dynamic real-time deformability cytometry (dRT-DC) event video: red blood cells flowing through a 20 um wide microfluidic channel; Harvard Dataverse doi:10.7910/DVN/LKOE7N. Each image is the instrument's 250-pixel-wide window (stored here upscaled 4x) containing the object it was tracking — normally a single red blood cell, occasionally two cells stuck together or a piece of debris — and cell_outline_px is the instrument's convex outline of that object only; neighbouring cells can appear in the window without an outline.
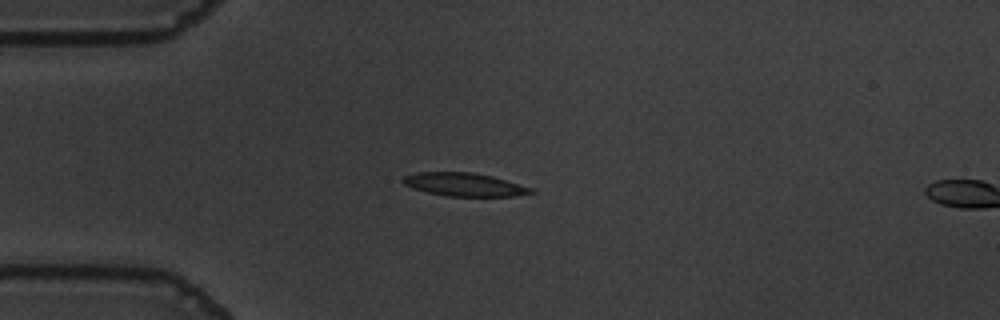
{"species": "common noctule bat (a hibernating species)", "species_latin": "Nyctalus noctula", "temperature_condition": "warm", "stored_images_in_passage": 16, "camera_frame_rate_fps": 3000, "um_per_image_px": 0.085, "animal": {"sex": "male", "body_mass_g": 19.5, "forearm_length_mm": 54.6}, "frame": {"image": 1, "passage_image": 14, "time_ms": 4.333, "image_size_px": [1000, 320], "cell_outline_px": [[536, 192], [516, 196], [444, 196], [412, 188], [404, 184], [400, 180], [404, 176], [416, 172], [472, 172], [492, 176], [532, 188]], "centroid_in_image_um": [39.43, 15.68], "position_along_channel_um": 45.6, "area_um2": 17.34}}